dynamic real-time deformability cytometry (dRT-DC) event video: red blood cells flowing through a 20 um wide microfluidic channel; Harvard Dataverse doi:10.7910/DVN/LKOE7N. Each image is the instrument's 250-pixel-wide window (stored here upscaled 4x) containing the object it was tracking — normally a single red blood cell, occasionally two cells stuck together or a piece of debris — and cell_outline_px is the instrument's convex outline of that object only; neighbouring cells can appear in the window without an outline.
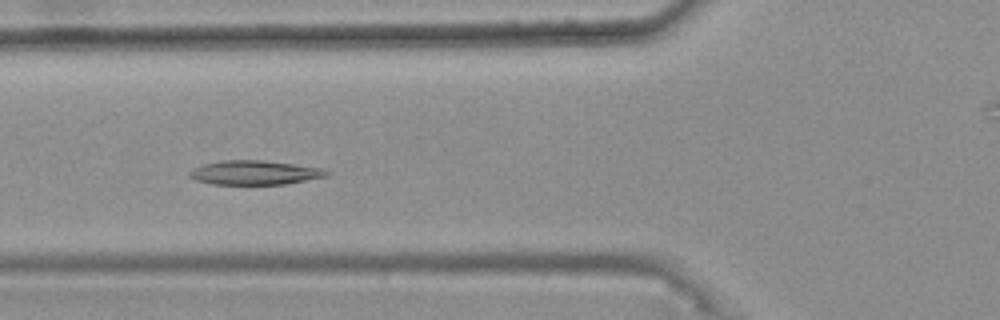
{"species": "common noctule bat (a hibernating species)", "species_latin": "Nyctalus noctula", "temperature_condition": "warm", "stored_images_in_passage": 35, "camera_frame_rate_fps": 3000, "um_per_image_px": 0.085, "animal": {"sex": "female", "body_mass_g": 25.1}, "frame": {"image": 1, "passage_image": 10, "time_ms": 3.0, "image_size_px": [1000, 320], "cell_outline_px": [[328, 176], [284, 184], [212, 184], [196, 180], [188, 176], [188, 172], [192, 168], [204, 164], [220, 160], [264, 160], [324, 168], [328, 172]], "centroid_in_image_um": [21.62, 14.66], "position_along_channel_um": 104.2, "area_um2": 19.36}}
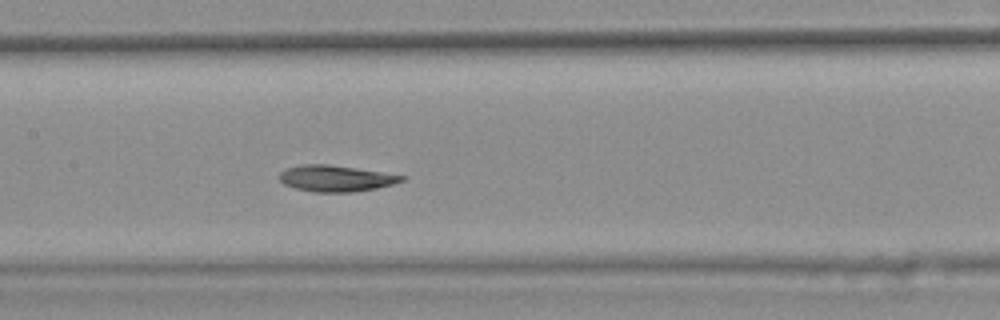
{"frame": {"image": 2, "passage_image": 16, "time_ms": 5.0, "image_size_px": [1000, 320], "cell_outline_px": [[404, 180], [392, 184], [376, 188], [352, 192], [312, 192], [296, 188], [284, 184], [280, 180], [280, 172], [288, 168], [304, 164], [328, 164], [356, 168], [404, 176]], "centroid_in_image_um": [28.51, 15.17], "position_along_channel_um": 178.9, "area_um2": 18.38}}
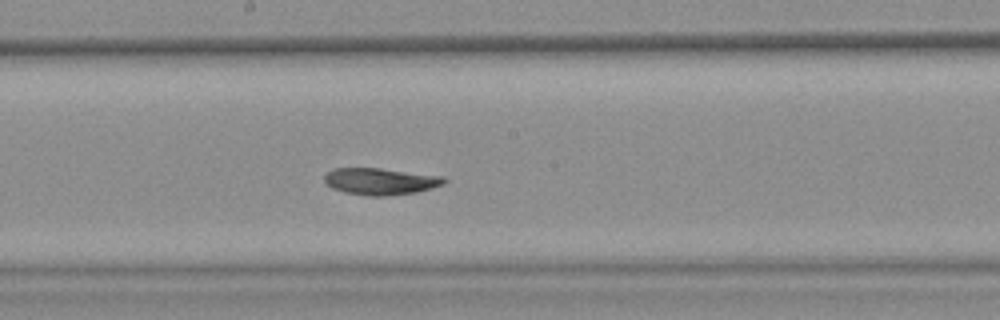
{"frame": {"image": 3, "passage_image": 19, "time_ms": 6.0, "image_size_px": [1000, 320], "cell_outline_px": [[448, 180], [444, 184], [432, 188], [416, 192], [384, 196], [368, 196], [344, 192], [332, 188], [324, 184], [324, 176], [328, 172], [336, 168], [380, 168], [444, 176]], "centroid_in_image_um": [32.34, 15.41], "position_along_channel_um": 215.9, "area_um2": 18.79}, "authors_computed_cell_mechanics": {"area_um2": 19.074, "velocity_mm_per_s": 3.7327, "shape_relaxation_time_tau1_ms": 6.6349, "shape_relaxation_time_tau2_ms": 6.7616, "deformation_change_tau1": 0.1573, "deformation_change_tau2": 0.1073}}